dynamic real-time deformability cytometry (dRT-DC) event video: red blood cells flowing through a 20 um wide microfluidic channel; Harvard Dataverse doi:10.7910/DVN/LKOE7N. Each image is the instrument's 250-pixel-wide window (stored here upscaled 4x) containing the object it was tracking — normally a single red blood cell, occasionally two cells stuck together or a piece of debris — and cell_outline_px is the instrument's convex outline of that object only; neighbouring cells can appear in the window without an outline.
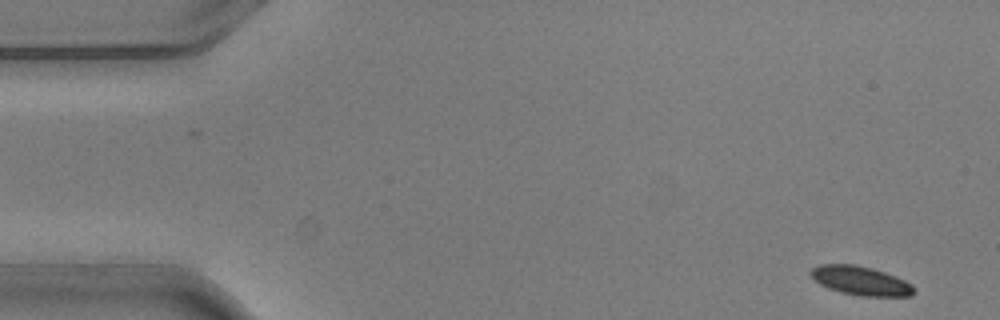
{"species": "common noctule bat (a hibernating species)", "species_latin": "Nyctalus noctula", "temperature_condition": "warm", "stored_images_in_passage": 5, "camera_frame_rate_fps": 3000, "um_per_image_px": 0.085, "animal": {"sex": "male", "body_mass_g": 20.5, "forearm_length_mm": 52.5}, "frame": {"image": 1, "passage_image": 1, "time_ms": 0.0, "image_size_px": [1000, 320], "cell_outline_px": [[916, 292], [912, 296], [860, 296], [840, 292], [828, 288], [820, 284], [808, 272], [812, 268], [820, 264], [856, 264], [872, 268], [896, 276], [912, 284], [916, 288]], "centroid_in_image_um": [73.19, 23.86], "position_along_channel_um": 11.8, "area_um2": 17.57}}
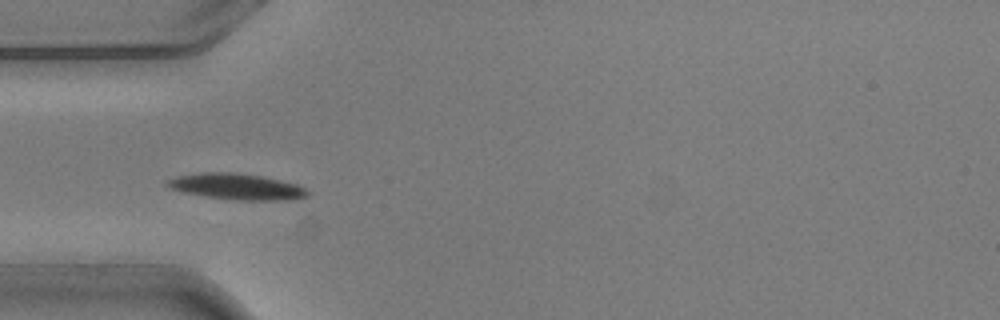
{"frame": {"image": 2, "passage_image": 5, "time_ms": 1.333, "image_size_px": [1000, 320], "cell_outline_px": [[308, 196], [296, 200], [236, 200], [180, 192], [168, 188], [164, 184], [164, 180], [176, 176], [204, 172], [232, 172], [260, 176], [296, 184], [304, 188], [308, 192]], "centroid_in_image_um": [20.05, 15.86], "position_along_channel_um": 64.9, "area_um2": 21.33}}